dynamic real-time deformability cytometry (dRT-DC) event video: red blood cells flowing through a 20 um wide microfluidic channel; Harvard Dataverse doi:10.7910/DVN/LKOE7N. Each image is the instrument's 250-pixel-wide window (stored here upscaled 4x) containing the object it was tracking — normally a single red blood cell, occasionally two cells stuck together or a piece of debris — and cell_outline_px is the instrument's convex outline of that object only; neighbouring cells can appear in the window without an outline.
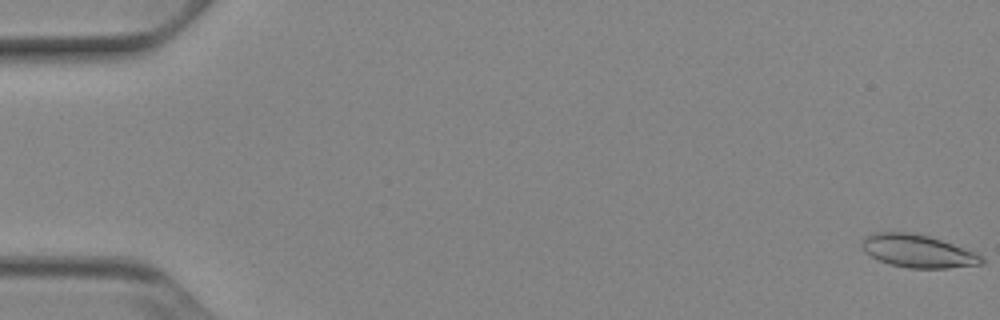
{"species": "Egyptian fruit bat (a non-hibernating species)", "species_latin": "Rousettus aegyptiacus", "temperature_condition": "cold", "stored_images_in_passage": 53, "camera_frame_rate_fps": 3000, "um_per_image_px": 0.085, "animal": {"sex": "female"}, "frame": {"image": 1, "passage_image": 1, "time_ms": 0.0, "image_size_px": [1000, 320], "cell_outline_px": [[984, 264], [948, 268], [908, 268], [888, 264], [864, 252], [860, 248], [860, 244], [868, 236], [880, 232], [904, 232], [928, 236], [976, 252], [984, 256]], "centroid_in_image_um": [78.04, 21.36], "position_along_channel_um": 7.0, "area_um2": 22.77}}
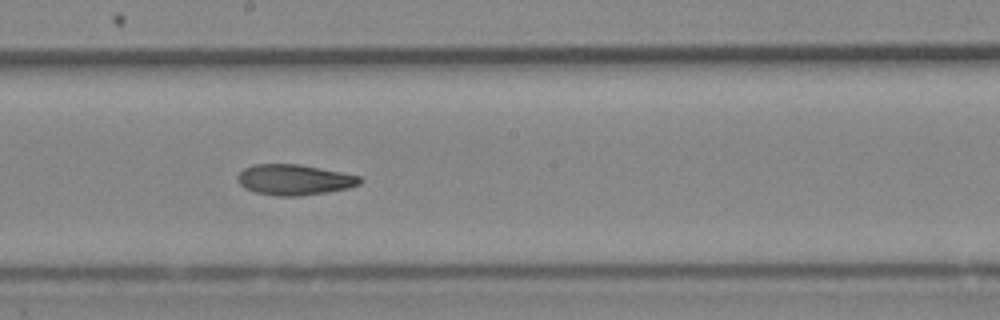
{"frame": {"image": 2, "passage_image": 30, "time_ms": 9.667, "image_size_px": [1000, 320], "cell_outline_px": [[364, 180], [360, 184], [348, 188], [300, 196], [276, 196], [256, 192], [244, 188], [236, 180], [236, 176], [244, 168], [252, 164], [300, 164], [360, 176]], "centroid_in_image_um": [24.98, 15.27], "position_along_channel_um": 223.2, "area_um2": 21.85}}
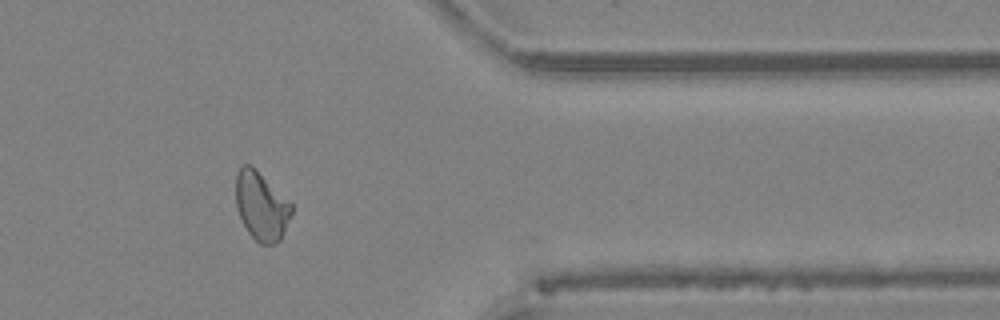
{"frame": {"image": 3, "passage_image": 44, "time_ms": 14.333, "image_size_px": [1000, 320], "cell_outline_px": [[292, 212], [284, 232], [280, 240], [272, 244], [260, 244], [248, 232], [236, 208], [236, 172], [244, 164], [252, 164], [292, 204]], "centroid_in_image_um": [22.2, 17.49], "position_along_channel_um": 389.2, "area_um2": 22.14}, "authors_computed_cell_mechanics": {"area_um2": 22.4264, "velocity_mm_per_s": 3.879, "shape_relaxation_time_tau1_ms": 9.7876, "shape_relaxation_time_tau2_ms": 6.625, "deformation_change_tau1": 0.1911, "deformation_change_tau2": 0.1391}}